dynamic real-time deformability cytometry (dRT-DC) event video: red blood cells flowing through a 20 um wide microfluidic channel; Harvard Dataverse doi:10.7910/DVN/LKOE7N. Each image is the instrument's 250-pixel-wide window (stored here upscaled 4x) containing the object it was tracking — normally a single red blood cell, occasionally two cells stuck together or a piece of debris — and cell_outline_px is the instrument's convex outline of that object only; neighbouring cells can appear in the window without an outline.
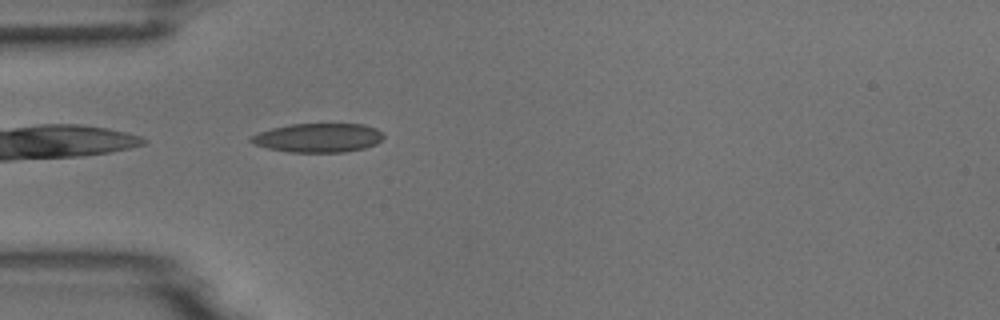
{"species": "common noctule bat (a hibernating species)", "species_latin": "Nyctalus noctula", "temperature_condition": "room temperature", "stored_images_in_passage": 5, "camera_frame_rate_fps": 3000, "um_per_image_px": 0.085, "animal": {"sex": "male", "body_mass_g": 18.8}, "frame": {"image": 1, "passage_image": 5, "time_ms": 4.667, "image_size_px": [1000, 320], "cell_outline_px": [[384, 136], [376, 144], [364, 148], [344, 152], [288, 152], [268, 148], [252, 144], [248, 140], [252, 136], [260, 132], [272, 128], [292, 124], [364, 124], [376, 128]], "centroid_in_image_um": [27.03, 11.71], "position_along_channel_um": 58.0, "area_um2": 22.31}}